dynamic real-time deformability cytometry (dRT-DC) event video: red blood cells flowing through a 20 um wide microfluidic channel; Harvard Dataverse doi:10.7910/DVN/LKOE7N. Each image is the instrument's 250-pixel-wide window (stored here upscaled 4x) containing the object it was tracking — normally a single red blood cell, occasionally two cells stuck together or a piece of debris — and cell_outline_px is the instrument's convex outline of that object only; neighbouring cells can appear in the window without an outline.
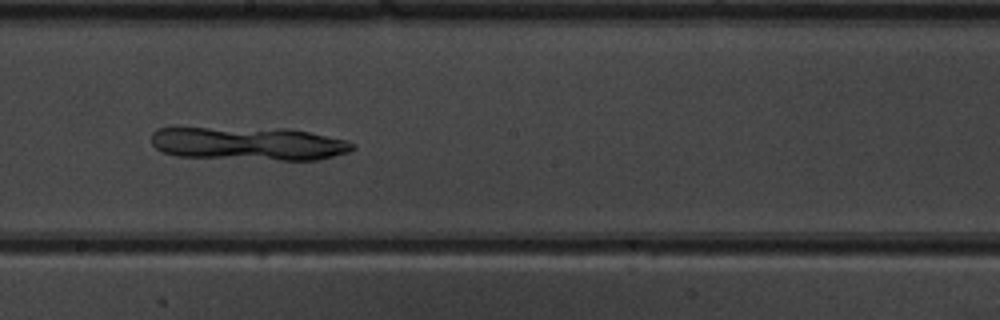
{"species": "common noctule bat (a hibernating species)", "species_latin": "Nyctalus noctula", "temperature_condition": "warm", "stored_images_in_passage": 37, "camera_frame_rate_fps": 3000, "um_per_image_px": 0.085, "animal": {"sex": "male", "body_mass_g": 19.5, "forearm_length_mm": 54.6}, "frame": {"image": 1, "passage_image": 16, "time_ms": 5.0, "image_size_px": [1000, 320], "cell_outline_px": [[356, 148], [348, 152], [316, 160], [280, 160], [176, 156], [164, 152], [156, 148], [152, 144], [152, 132], [156, 128], [288, 128], [348, 140], [356, 144]], "centroid_in_image_um": [21.17, 12.2], "position_along_channel_um": 227.0, "area_um2": 39.19}}
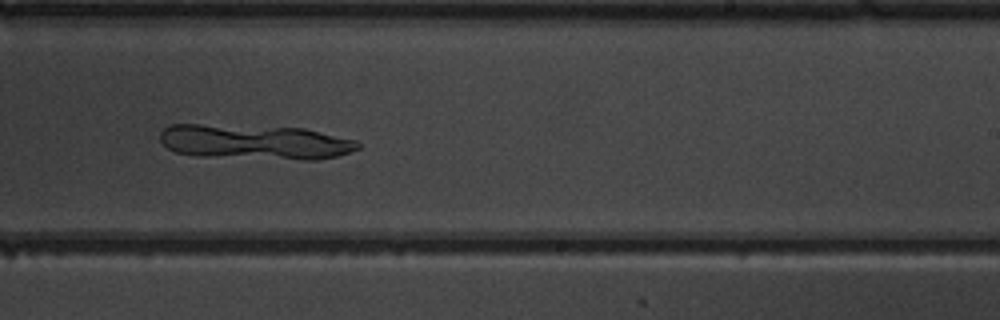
{"frame": {"image": 2, "passage_image": 19, "time_ms": 6.0, "image_size_px": [1000, 320], "cell_outline_px": [[360, 148], [336, 156], [316, 160], [304, 160], [196, 156], [176, 152], [168, 148], [160, 140], [160, 132], [168, 124], [200, 124], [304, 128], [356, 140], [360, 144]], "centroid_in_image_um": [21.63, 12.07], "position_along_channel_um": 267.4, "area_um2": 40.4}}